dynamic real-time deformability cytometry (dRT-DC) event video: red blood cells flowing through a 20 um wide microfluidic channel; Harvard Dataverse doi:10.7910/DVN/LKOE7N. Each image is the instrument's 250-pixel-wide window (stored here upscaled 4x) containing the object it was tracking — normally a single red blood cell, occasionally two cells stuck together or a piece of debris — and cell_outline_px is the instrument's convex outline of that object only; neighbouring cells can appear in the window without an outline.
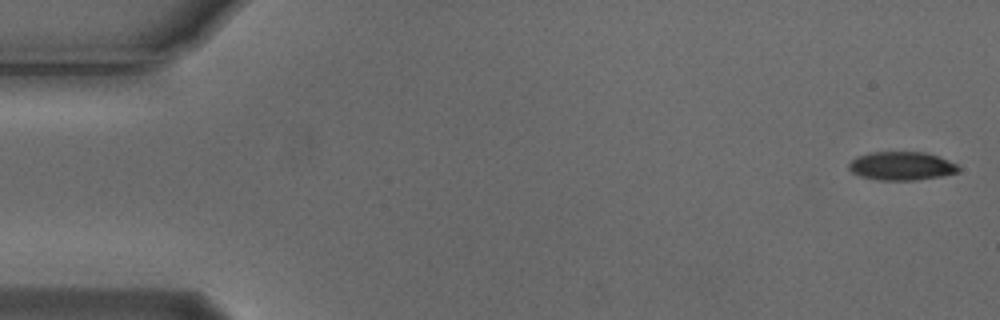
{"species": "Egyptian fruit bat (a non-hibernating species)", "species_latin": "Rousettus aegyptiacus", "temperature_condition": "cold", "stored_images_in_passage": 4, "camera_frame_rate_fps": 3000, "um_per_image_px": 0.085, "animal": {"sex": "male"}, "frame": {"image": 1, "passage_image": 1, "time_ms": 0.0, "image_size_px": [1000, 320], "cell_outline_px": [[960, 172], [944, 176], [916, 180], [880, 180], [860, 176], [852, 172], [848, 168], [848, 164], [856, 156], [872, 152], [924, 152], [940, 156], [956, 164], [960, 168]], "centroid_in_image_um": [76.66, 14.11], "position_along_channel_um": 8.3, "area_um2": 18.38}}
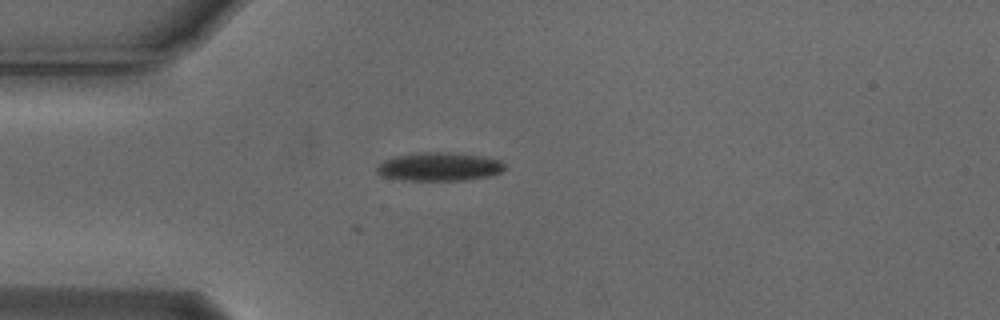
{"frame": {"image": 2, "passage_image": 4, "time_ms": 1.0, "image_size_px": [1000, 320], "cell_outline_px": [[508, 168], [500, 172], [488, 176], [464, 180], [404, 180], [384, 176], [376, 172], [376, 168], [384, 160], [392, 156], [420, 152], [448, 152], [480, 156], [500, 160]], "centroid_in_image_um": [37.33, 14.16], "position_along_channel_um": 47.7, "area_um2": 21.15}}